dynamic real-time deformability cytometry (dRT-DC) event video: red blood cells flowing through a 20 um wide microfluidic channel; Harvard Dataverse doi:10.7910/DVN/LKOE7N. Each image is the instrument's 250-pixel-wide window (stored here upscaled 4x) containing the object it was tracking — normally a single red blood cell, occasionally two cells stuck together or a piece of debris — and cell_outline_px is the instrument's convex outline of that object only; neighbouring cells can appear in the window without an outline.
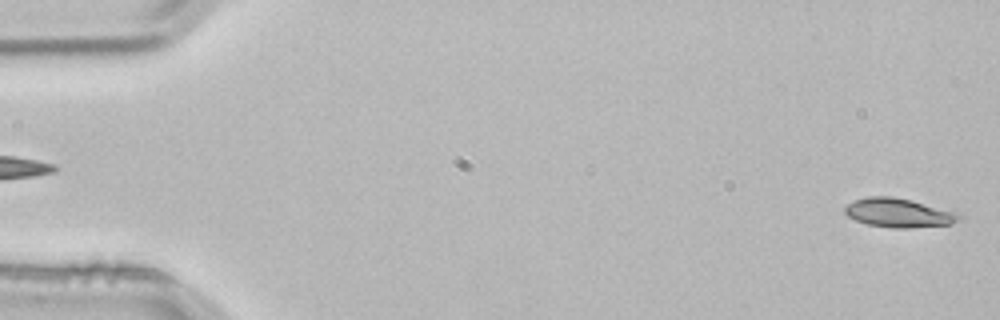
{"species": "common noctule bat (a hibernating species)", "species_latin": "Nyctalus noctula", "temperature_condition": "room temperature", "stored_images_in_passage": 4, "camera_frame_rate_fps": 3000, "um_per_image_px": 0.085, "animal": {"sex": "male", "body_mass_g": 21.5, "forearm_length_mm": 52.0}, "frame": {"image": 1, "passage_image": 4, "time_ms": 1.0, "image_size_px": [1000, 320], "cell_outline_px": [[960, 220], [952, 224], [908, 228], [892, 228], [868, 224], [856, 220], [848, 216], [844, 212], [844, 208], [848, 204], [856, 200], [868, 196], [892, 196], [912, 200], [956, 212], [960, 216]], "centroid_in_image_um": [76.39, 18.09], "position_along_channel_um": 8.6, "area_um2": 19.19}}